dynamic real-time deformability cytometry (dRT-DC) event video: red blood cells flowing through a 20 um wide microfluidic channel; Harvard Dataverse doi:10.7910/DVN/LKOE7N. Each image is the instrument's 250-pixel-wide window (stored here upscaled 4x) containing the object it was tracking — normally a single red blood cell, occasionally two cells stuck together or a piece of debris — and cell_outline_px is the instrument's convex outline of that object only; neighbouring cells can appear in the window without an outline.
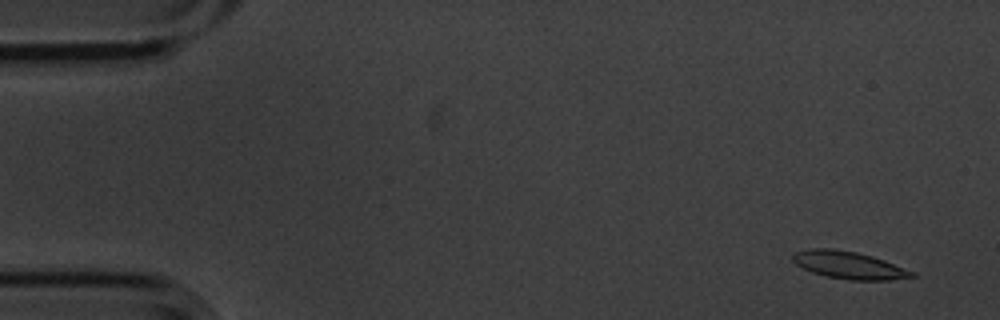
{"species": "common noctule bat (a hibernating species)", "species_latin": "Nyctalus noctula", "temperature_condition": "cold", "stored_images_in_passage": 4, "camera_frame_rate_fps": 3000, "um_per_image_px": 0.085, "animal": {"sex": "male", "body_mass_g": 20.1, "forearm_length_mm": 53.5}, "frame": {"image": 1, "passage_image": 1, "time_ms": 0.0, "image_size_px": [1000, 320], "cell_outline_px": [[916, 276], [888, 280], [852, 280], [824, 276], [812, 272], [796, 264], [792, 260], [792, 256], [796, 252], [808, 248], [832, 248], [856, 252], [872, 256], [884, 260], [916, 272]], "centroid_in_image_um": [72.15, 22.53], "position_along_channel_um": 12.8, "area_um2": 19.02}}